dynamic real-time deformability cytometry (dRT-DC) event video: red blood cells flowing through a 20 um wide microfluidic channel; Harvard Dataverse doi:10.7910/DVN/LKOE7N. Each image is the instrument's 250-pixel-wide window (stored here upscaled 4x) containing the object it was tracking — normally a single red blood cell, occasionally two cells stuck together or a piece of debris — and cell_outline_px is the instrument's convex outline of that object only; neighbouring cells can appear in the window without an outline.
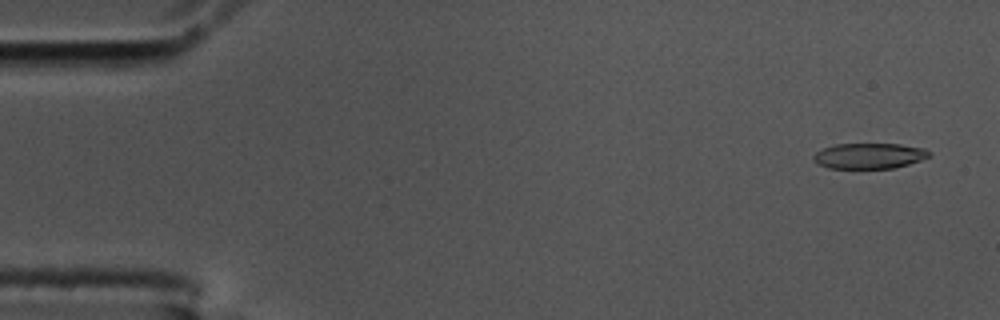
{"species": "common noctule bat (a hibernating species)", "species_latin": "Nyctalus noctula", "temperature_condition": "cold", "stored_images_in_passage": 56, "camera_frame_rate_fps": 3000, "um_per_image_px": 0.085, "animal": {"sex": "male", "body_mass_g": 17.5, "forearm_length_mm": 52.3}, "frame": {"image": 1, "passage_image": 3, "time_ms": 0.667, "image_size_px": [1000, 320], "cell_outline_px": [[932, 152], [928, 156], [920, 160], [908, 164], [892, 168], [828, 168], [812, 160], [812, 156], [816, 152], [824, 148], [836, 144], [900, 144], [924, 148]], "centroid_in_image_um": [73.87, 13.24], "position_along_channel_um": 11.1, "area_um2": 17.11}}
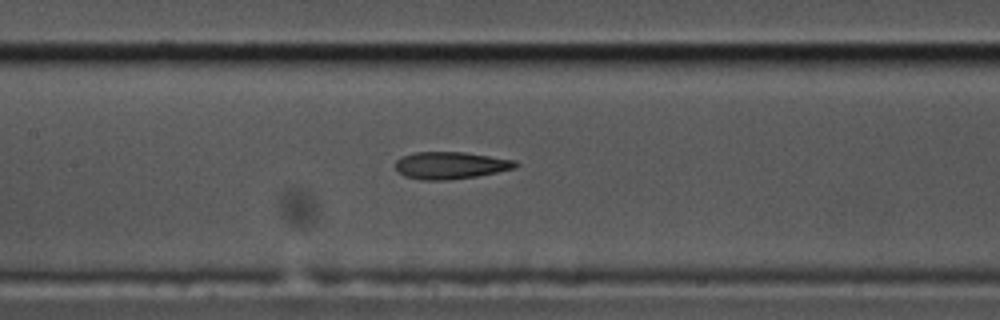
{"frame": {"image": 2, "passage_image": 26, "time_ms": 8.333, "image_size_px": [1000, 320], "cell_outline_px": [[520, 164], [516, 168], [476, 176], [448, 180], [420, 180], [404, 176], [396, 172], [396, 160], [400, 156], [416, 152], [464, 152], [516, 160]], "centroid_in_image_um": [38.28, 14.05], "position_along_channel_um": 169.1, "area_um2": 19.19}}
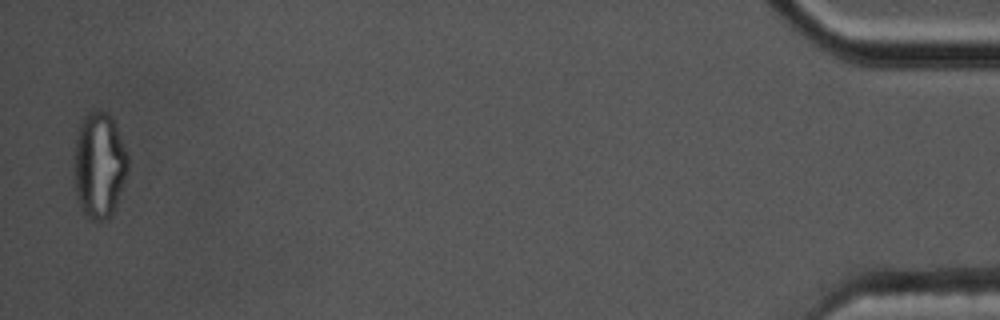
{"frame": {"image": 3, "passage_image": 55, "time_ms": 18.0, "image_size_px": [1000, 320], "cell_outline_px": [[128, 168], [116, 204], [112, 212], [104, 220], [88, 220], [84, 216], [80, 208], [76, 196], [76, 140], [80, 124], [84, 116], [92, 112], [104, 112], [112, 120], [128, 152]], "centroid_in_image_um": [8.44, 14.1], "position_along_channel_um": 426.8, "area_um2": 32.31}, "authors_computed_cell_mechanics": {"area_um2": 19.2763, "velocity_mm_per_s": 3.6102, "shape_relaxation_time_tau1_ms": null, "shape_relaxation_time_tau2_ms": 2.3845, "deformation_change_tau1": null, "deformation_change_tau2": 0.1127}}